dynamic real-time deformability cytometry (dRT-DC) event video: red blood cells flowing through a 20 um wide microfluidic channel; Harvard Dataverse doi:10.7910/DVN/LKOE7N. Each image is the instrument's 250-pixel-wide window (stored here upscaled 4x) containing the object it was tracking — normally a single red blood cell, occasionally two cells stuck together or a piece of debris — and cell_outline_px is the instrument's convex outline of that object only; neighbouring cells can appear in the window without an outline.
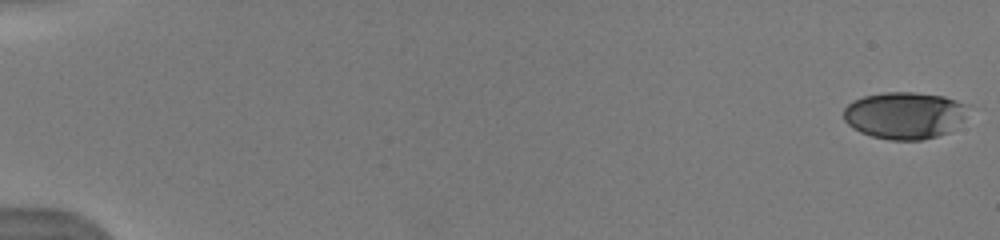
{"species": "human", "species_latin": "Homo sapiens", "temperature_condition": "warm", "stored_images_in_passage": 30, "camera_frame_rate_fps": 3000, "um_per_image_px": 0.085, "donor": {"sex": "male"}, "frame": {"image": 1, "passage_image": 1, "time_ms": 0.0, "image_size_px": [1000, 240], "cell_outline_px": [[968, 104], [960, 120], [948, 132], [936, 136], [920, 140], [892, 140], [872, 136], [860, 132], [852, 128], [844, 120], [844, 108], [852, 100], [864, 96], [884, 92], [912, 92], [944, 96]], "centroid_in_image_um": [76.82, 9.79], "position_along_channel_um": 8.2, "area_um2": 33.76}}
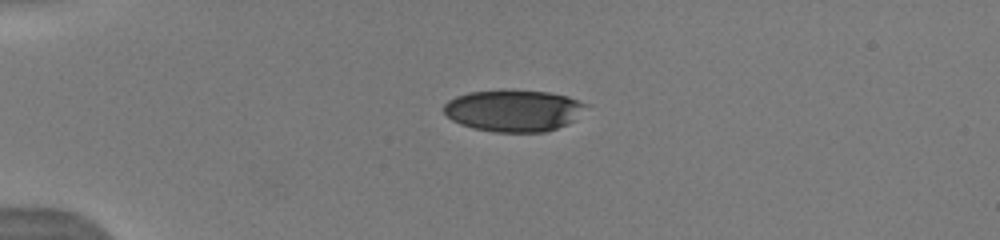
{"frame": {"image": 2, "passage_image": 16, "time_ms": 4.333, "image_size_px": [1000, 240], "cell_outline_px": [[588, 104], [568, 124], [544, 132], [492, 132], [472, 128], [460, 124], [452, 120], [444, 112], [444, 104], [448, 100], [456, 96], [468, 92], [504, 88], [512, 88], [548, 92], [568, 96]], "centroid_in_image_um": [43.6, 9.37], "position_along_channel_um": 41.4, "area_um2": 35.03}}